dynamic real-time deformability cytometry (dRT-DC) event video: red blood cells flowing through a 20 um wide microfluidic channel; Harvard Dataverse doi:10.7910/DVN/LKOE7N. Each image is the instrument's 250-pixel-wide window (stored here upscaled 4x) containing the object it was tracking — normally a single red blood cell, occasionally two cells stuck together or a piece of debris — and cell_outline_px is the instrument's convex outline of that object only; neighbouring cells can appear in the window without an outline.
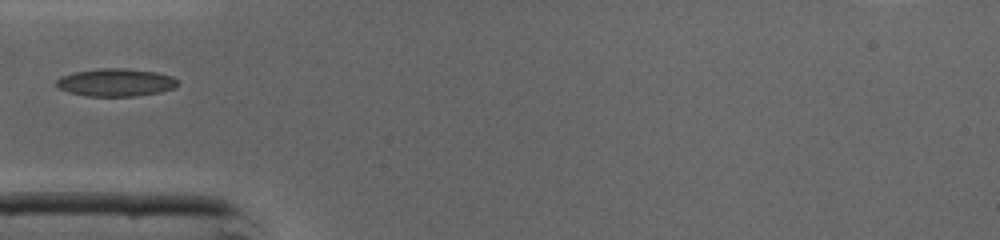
{"species": "common noctule bat (a hibernating species)", "species_latin": "Nyctalus noctula", "temperature_condition": "cold", "stored_images_in_passage": 32, "camera_frame_rate_fps": 3000, "um_per_image_px": 0.085, "animal": {"sex": "male", "body_mass_g": 19.0, "forearm_length_mm": 50.8}, "frame": {"image": 1, "passage_image": 1, "time_ms": 0.0, "image_size_px": [1000, 240], "cell_outline_px": [[180, 84], [176, 88], [160, 92], [136, 96], [88, 96], [68, 92], [60, 88], [56, 84], [56, 80], [64, 76], [76, 72], [100, 68], [124, 68], [156, 72], [172, 76]], "centroid_in_image_um": [9.9, 7.01], "position_along_channel_um": 75.1, "area_um2": 19.54}}
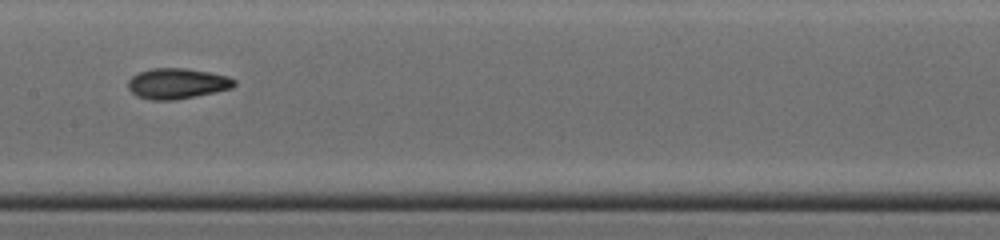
{"frame": {"image": 2, "passage_image": 9, "time_ms": 2.667, "image_size_px": [1000, 240], "cell_outline_px": [[236, 84], [232, 88], [176, 100], [152, 100], [136, 96], [128, 88], [128, 80], [132, 76], [140, 72], [152, 68], [184, 68], [208, 72], [228, 76], [236, 80]], "centroid_in_image_um": [15.05, 7.1], "position_along_channel_um": 192.4, "area_um2": 18.84}}
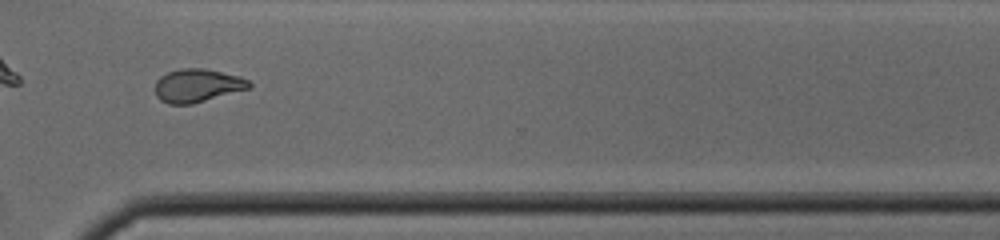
{"frame": {"image": 3, "passage_image": 20, "time_ms": 6.333, "image_size_px": [1000, 240], "cell_outline_px": [[252, 84], [248, 88], [192, 104], [168, 104], [160, 100], [156, 96], [156, 80], [160, 76], [168, 72], [180, 68], [204, 68], [240, 76], [248, 80]], "centroid_in_image_um": [16.74, 7.26], "position_along_channel_um": 353.9, "area_um2": 18.09}}